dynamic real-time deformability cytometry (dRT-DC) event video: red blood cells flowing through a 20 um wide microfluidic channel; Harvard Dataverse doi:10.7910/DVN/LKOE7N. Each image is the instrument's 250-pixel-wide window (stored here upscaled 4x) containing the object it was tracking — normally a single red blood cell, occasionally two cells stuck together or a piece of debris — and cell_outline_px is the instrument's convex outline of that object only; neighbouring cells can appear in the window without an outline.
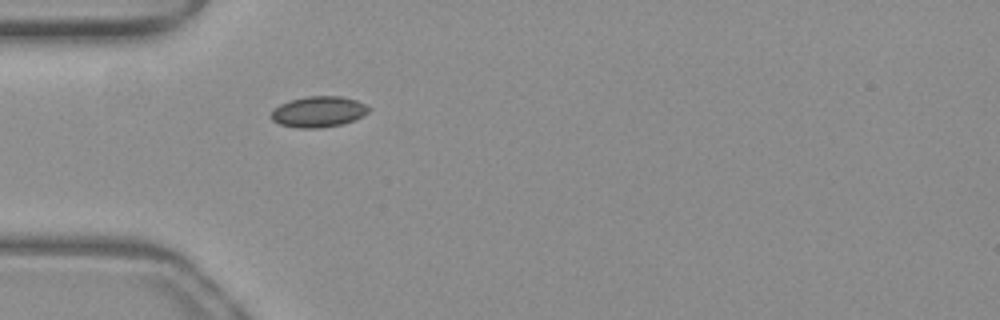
{"species": "common noctule bat (a hibernating species)", "species_latin": "Nyctalus noctula", "temperature_condition": "warm", "stored_images_in_passage": 33, "camera_frame_rate_fps": 3000, "um_per_image_px": 0.085, "animal": {"sex": "female", "body_mass_g": 19.3, "forearm_length_mm": 54.1}, "frame": {"image": 1, "passage_image": 1, "time_ms": 0.0, "image_size_px": [1000, 320], "cell_outline_px": [[372, 108], [368, 112], [352, 120], [340, 124], [316, 128], [300, 128], [280, 124], [272, 120], [268, 116], [272, 108], [288, 100], [308, 96], [340, 96], [356, 100]], "centroid_in_image_um": [27.0, 9.48], "position_along_channel_um": 58.0, "area_um2": 17.51}}
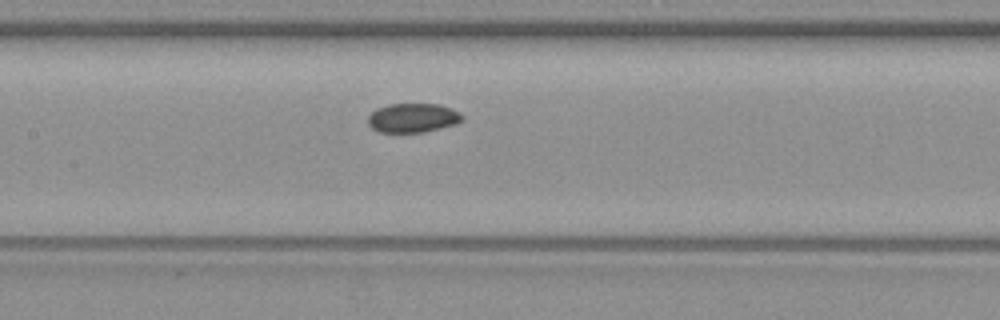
{"frame": {"image": 2, "passage_image": 10, "time_ms": 3.0, "image_size_px": [1000, 320], "cell_outline_px": [[464, 120], [456, 124], [424, 132], [380, 132], [372, 128], [368, 124], [368, 116], [376, 108], [388, 104], [440, 104], [452, 108], [460, 112], [464, 116]], "centroid_in_image_um": [35.12, 10.01], "position_along_channel_um": 172.3, "area_um2": 16.18}}
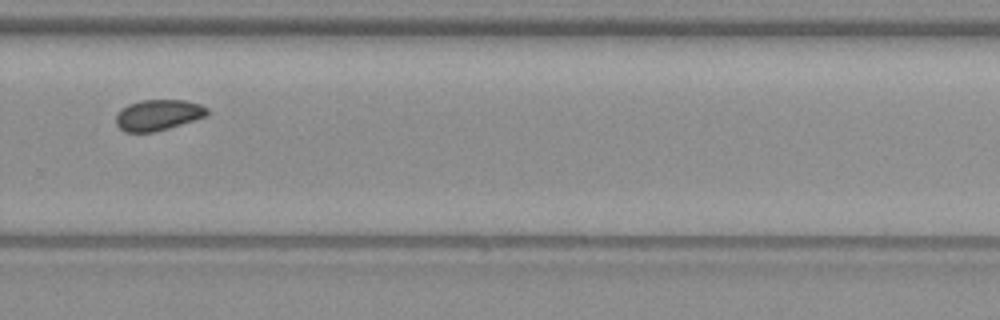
{"frame": {"image": 3, "passage_image": 21, "time_ms": 6.667, "image_size_px": [1000, 320], "cell_outline_px": [[208, 112], [204, 116], [168, 128], [152, 132], [124, 132], [116, 124], [116, 116], [128, 104], [140, 100], [188, 100], [200, 104], [208, 108]], "centroid_in_image_um": [13.43, 9.76], "position_along_channel_um": 316.4, "area_um2": 16.13}}